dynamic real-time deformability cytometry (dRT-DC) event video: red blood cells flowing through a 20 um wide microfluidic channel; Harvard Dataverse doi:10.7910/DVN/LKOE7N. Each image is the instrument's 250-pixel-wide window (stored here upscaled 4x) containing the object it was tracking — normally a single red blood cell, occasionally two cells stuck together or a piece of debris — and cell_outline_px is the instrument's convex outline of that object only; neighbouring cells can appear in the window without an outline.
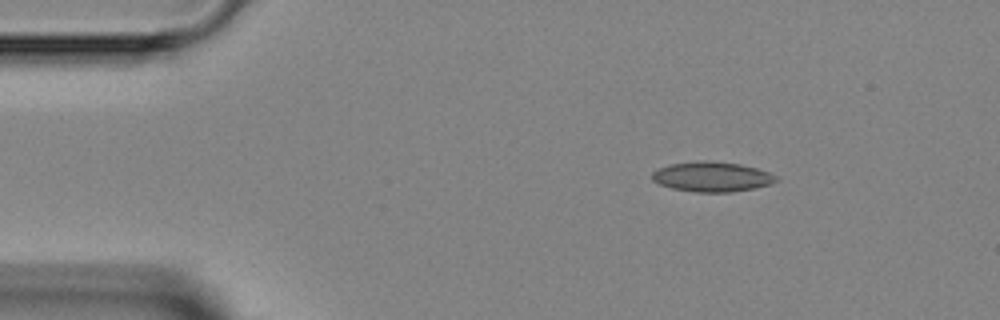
{"species": "Egyptian fruit bat (a non-hibernating species)", "species_latin": "Rousettus aegyptiacus", "temperature_condition": "room temperature", "stored_images_in_passage": 2, "camera_frame_rate_fps": 3000, "um_per_image_px": 0.085, "animal": {"sex": "female"}, "frame": {"image": 1, "passage_image": 1, "time_ms": 0.0, "image_size_px": [1000, 320], "cell_outline_px": [[780, 180], [772, 184], [732, 192], [696, 192], [672, 188], [660, 184], [652, 180], [652, 172], [660, 168], [672, 164], [700, 160], [704, 160], [740, 164], [756, 168], [768, 172], [776, 176]], "centroid_in_image_um": [60.53, 15.02], "position_along_channel_um": 24.5, "area_um2": 21.5}}